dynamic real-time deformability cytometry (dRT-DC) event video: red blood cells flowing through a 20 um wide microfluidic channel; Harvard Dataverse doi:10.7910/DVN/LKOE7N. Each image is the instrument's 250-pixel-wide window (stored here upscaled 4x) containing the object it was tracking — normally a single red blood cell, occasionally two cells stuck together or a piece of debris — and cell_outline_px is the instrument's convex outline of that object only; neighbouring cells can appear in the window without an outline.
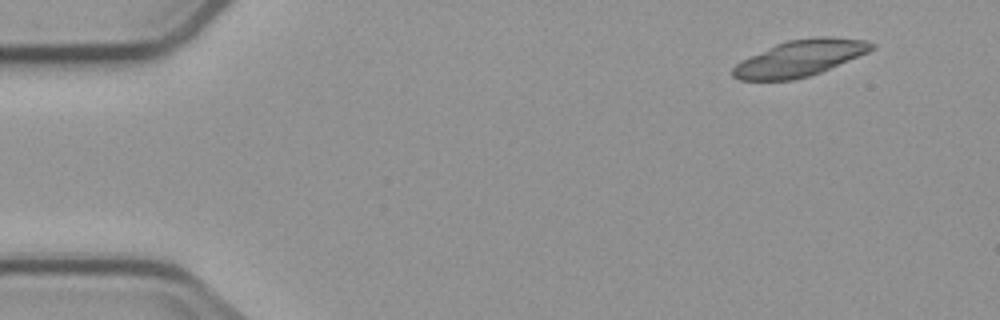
{"species": "common noctule bat (a hibernating species)", "species_latin": "Nyctalus noctula", "temperature_condition": "cold", "stored_images_in_passage": 5, "segment_of_instrument_passage": [1, 2], "camera_frame_rate_fps": 3000, "um_per_image_px": 0.085, "animal": {"sex": "male", "body_mass_g": 23.1, "forearm_length_mm": 52.7}, "frame": {"image": 1, "passage_image": 1, "time_ms": 0.0, "image_size_px": [1000, 320], "cell_outline_px": [[876, 48], [868, 52], [820, 72], [808, 76], [792, 80], [740, 80], [732, 76], [732, 68], [740, 60], [776, 44], [788, 40], [816, 36], [832, 36], [868, 40], [876, 44]], "centroid_in_image_um": [68.01, 4.93], "position_along_channel_um": 17.0, "area_um2": 29.36}}